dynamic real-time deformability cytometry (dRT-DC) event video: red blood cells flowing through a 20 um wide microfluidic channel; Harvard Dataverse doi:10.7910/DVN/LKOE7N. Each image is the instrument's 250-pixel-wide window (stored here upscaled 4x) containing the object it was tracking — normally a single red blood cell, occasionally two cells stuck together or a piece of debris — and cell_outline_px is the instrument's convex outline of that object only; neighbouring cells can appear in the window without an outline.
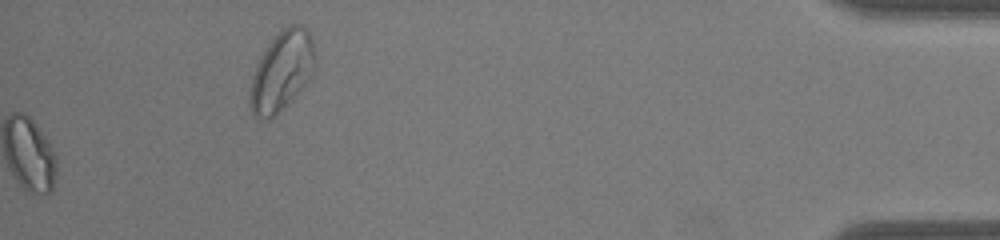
{"species": "common noctule bat (a hibernating species)", "species_latin": "Nyctalus noctula", "temperature_condition": "warm", "stored_images_in_passage": 39, "segment_of_instrument_passage": [2, 2], "camera_frame_rate_fps": 3000, "um_per_image_px": 0.085, "animal": {"sex": "male", "body_mass_g": 19.0, "forearm_length_mm": 50.8}, "frame": {"image": 1, "passage_image": 39, "time_ms": 12.667, "image_size_px": [1000, 240], "cell_outline_px": [[316, 68], [312, 76], [296, 96], [276, 116], [264, 120], [256, 120], [252, 116], [248, 104], [248, 92], [252, 76], [260, 56], [268, 44], [280, 28], [288, 24], [300, 24], [308, 32], [312, 40], [316, 56]], "centroid_in_image_um": [23.93, 6.09], "position_along_channel_um": 411.3, "area_um2": 31.21}}